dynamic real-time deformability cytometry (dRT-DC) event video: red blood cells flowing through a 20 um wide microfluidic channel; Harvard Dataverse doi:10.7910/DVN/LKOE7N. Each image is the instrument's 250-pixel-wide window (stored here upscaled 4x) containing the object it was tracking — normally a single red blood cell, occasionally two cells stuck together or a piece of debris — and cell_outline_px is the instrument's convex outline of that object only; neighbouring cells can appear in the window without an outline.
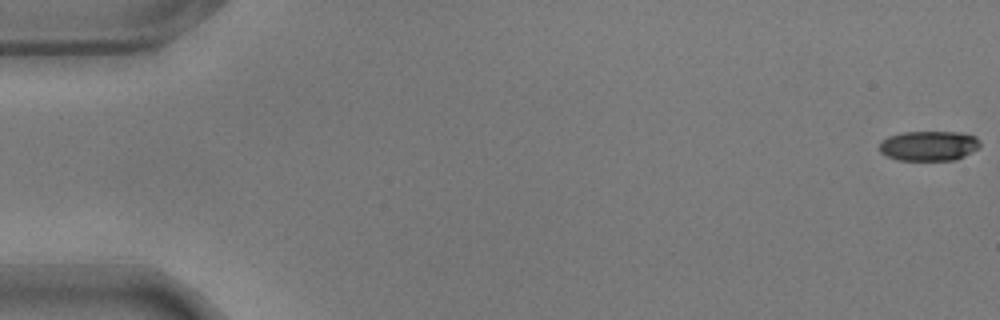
{"species": "common noctule bat (a hibernating species)", "species_latin": "Nyctalus noctula", "temperature_condition": "warm", "stored_images_in_passage": 58, "camera_frame_rate_fps": 3000, "um_per_image_px": 0.085, "animal": {"sex": "male", "body_mass_g": 17.9}, "frame": {"image": 1, "passage_image": 1, "time_ms": 0.0, "image_size_px": [1000, 320], "cell_outline_px": [[980, 148], [956, 160], [900, 160], [888, 156], [880, 152], [880, 140], [888, 136], [904, 132], [960, 132], [976, 136], [980, 140]], "centroid_in_image_um": [78.98, 12.39], "position_along_channel_um": 6.0, "area_um2": 17.69}}
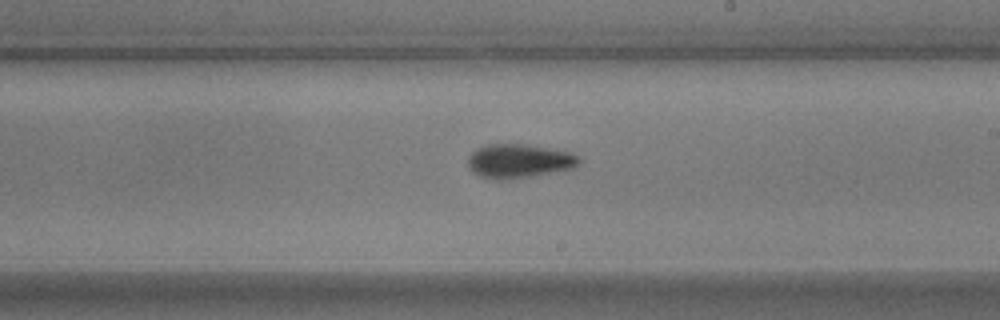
{"frame": {"image": 2, "passage_image": 34, "time_ms": 11.0, "image_size_px": [1000, 320], "cell_outline_px": [[580, 164], [572, 168], [528, 176], [500, 180], [496, 180], [480, 176], [472, 172], [468, 168], [468, 156], [476, 148], [488, 144], [524, 144], [572, 152], [580, 156]], "centroid_in_image_um": [44.09, 13.67], "position_along_channel_um": 244.9, "area_um2": 21.91}}
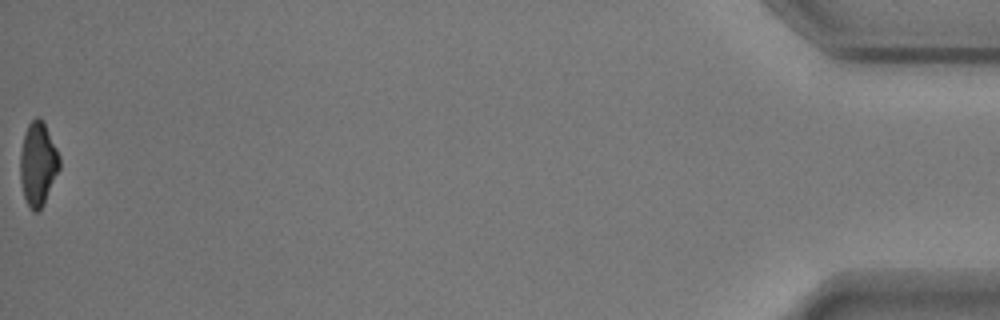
{"frame": {"image": 3, "passage_image": 58, "time_ms": 19.0, "image_size_px": [1000, 320], "cell_outline_px": [[60, 168], [44, 204], [36, 212], [32, 212], [24, 196], [20, 180], [20, 152], [24, 132], [28, 124], [36, 116], [40, 116], [44, 120], [60, 156]], "centroid_in_image_um": [3.23, 13.89], "position_along_channel_um": 432.0, "area_um2": 19.42}, "authors_computed_cell_mechanics": {"area_um2": 20.3167, "velocity_mm_per_s": 3.559, "shape_relaxation_time_tau1_ms": 7.674, "shape_relaxation_time_tau2_ms": 4.3479, "deformation_change_tau1": 0.1946, "deformation_change_tau2": 0.1132}}